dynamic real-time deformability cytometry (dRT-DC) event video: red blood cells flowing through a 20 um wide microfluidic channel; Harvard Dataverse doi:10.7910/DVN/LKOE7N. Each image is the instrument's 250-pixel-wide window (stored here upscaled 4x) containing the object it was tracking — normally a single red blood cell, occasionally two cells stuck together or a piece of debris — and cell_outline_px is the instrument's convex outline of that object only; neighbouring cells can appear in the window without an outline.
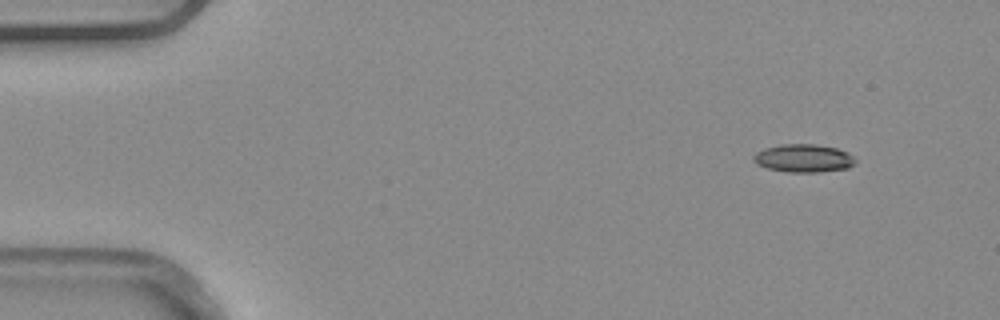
{"species": "common noctule bat (a hibernating species)", "species_latin": "Nyctalus noctula", "temperature_condition": "warm", "stored_images_in_passage": 4, "camera_frame_rate_fps": 3000, "um_per_image_px": 0.085, "animal": {"sex": "male", "body_mass_g": 20.4}, "frame": {"image": 1, "passage_image": 1, "time_ms": 0.0, "image_size_px": [1000, 320], "cell_outline_px": [[856, 160], [848, 168], [816, 172], [788, 172], [768, 168], [756, 164], [752, 160], [752, 156], [756, 152], [764, 148], [780, 144], [816, 144], [836, 148], [848, 152]], "centroid_in_image_um": [68.26, 13.44], "position_along_channel_um": 16.7, "area_um2": 16.65}}
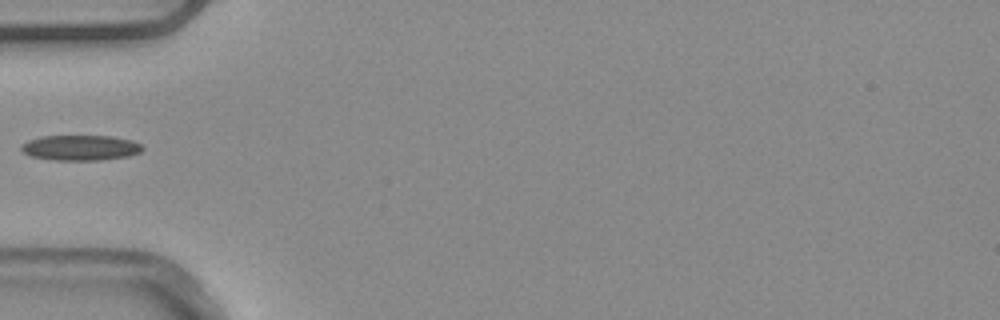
{"frame": {"image": 2, "passage_image": 4, "time_ms": 1.0, "image_size_px": [1000, 320], "cell_outline_px": [[144, 148], [140, 152], [128, 156], [100, 160], [56, 160], [32, 156], [24, 152], [20, 148], [20, 144], [28, 140], [40, 136], [112, 136], [132, 140], [140, 144]], "centroid_in_image_um": [6.83, 12.55], "position_along_channel_um": 78.2, "area_um2": 17.86}}